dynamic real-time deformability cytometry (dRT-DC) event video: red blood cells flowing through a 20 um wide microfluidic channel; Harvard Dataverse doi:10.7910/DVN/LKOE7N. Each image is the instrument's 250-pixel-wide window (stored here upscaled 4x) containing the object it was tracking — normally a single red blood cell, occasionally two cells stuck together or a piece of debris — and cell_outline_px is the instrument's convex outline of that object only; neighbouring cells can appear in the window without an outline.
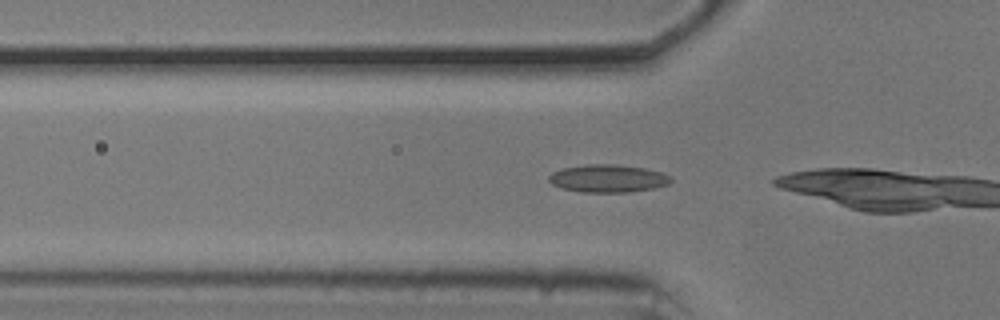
{"species": "common noctule bat (a hibernating species)", "species_latin": "Nyctalus noctula", "temperature_condition": "cold", "stored_images_in_passage": 9, "camera_frame_rate_fps": 3000, "um_per_image_px": 0.085, "animal": {"sex": "male", "body_mass_g": 20.5, "forearm_length_mm": 52.5}, "frame": {"image": 1, "passage_image": 6, "time_ms": 1.667, "image_size_px": [1000, 320], "cell_outline_px": [[672, 180], [668, 184], [656, 188], [628, 192], [580, 192], [560, 188], [552, 184], [548, 180], [548, 176], [552, 172], [560, 168], [584, 164], [616, 164], [644, 168], [660, 172], [668, 176]], "centroid_in_image_um": [51.61, 15.16], "position_along_channel_um": 74.2, "area_um2": 19.88}}